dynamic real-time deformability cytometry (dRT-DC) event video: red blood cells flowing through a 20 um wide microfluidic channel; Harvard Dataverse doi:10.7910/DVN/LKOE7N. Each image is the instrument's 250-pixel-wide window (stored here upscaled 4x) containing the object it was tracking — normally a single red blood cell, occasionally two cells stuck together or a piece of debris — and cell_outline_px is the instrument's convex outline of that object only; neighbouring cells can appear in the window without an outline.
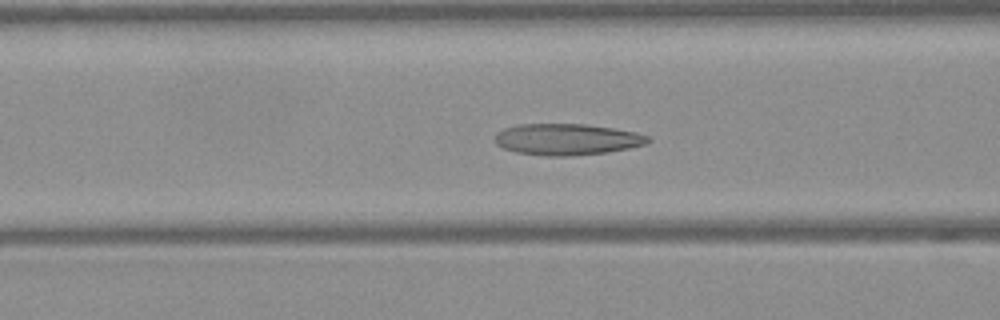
{"species": "Egyptian fruit bat (a non-hibernating species)", "species_latin": "Rousettus aegyptiacus", "temperature_condition": "warm", "stored_images_in_passage": 50, "camera_frame_rate_fps": 3000, "um_per_image_px": 0.085, "frame": {"image": 1, "passage_image": 20, "time_ms": 6.333, "image_size_px": [1000, 320], "cell_outline_px": [[652, 140], [644, 144], [628, 148], [608, 152], [568, 156], [544, 156], [516, 152], [504, 148], [496, 144], [496, 132], [504, 128], [520, 124], [584, 124], [612, 128], [636, 132], [648, 136]], "centroid_in_image_um": [48.18, 11.84], "position_along_channel_um": 118.4, "area_um2": 27.86}}
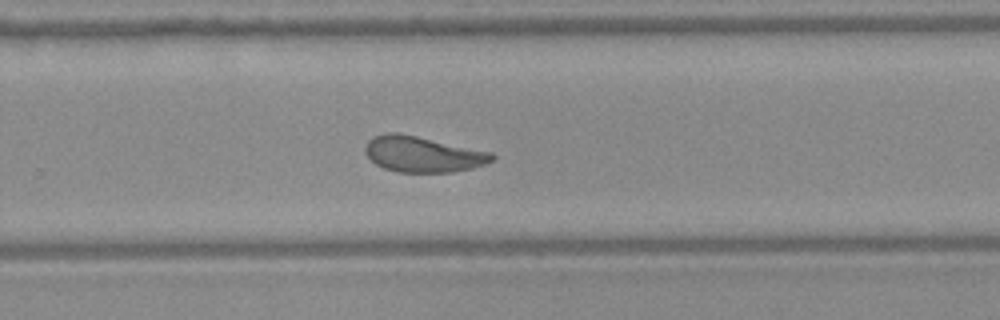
{"frame": {"image": 2, "passage_image": 33, "time_ms": 10.667, "image_size_px": [1000, 320], "cell_outline_px": [[496, 160], [472, 168], [452, 172], [400, 172], [384, 168], [376, 164], [364, 152], [364, 148], [368, 140], [372, 136], [384, 132], [396, 132], [416, 136], [492, 152], [496, 156]], "centroid_in_image_um": [35.93, 13.1], "position_along_channel_um": 293.9, "area_um2": 26.47}}
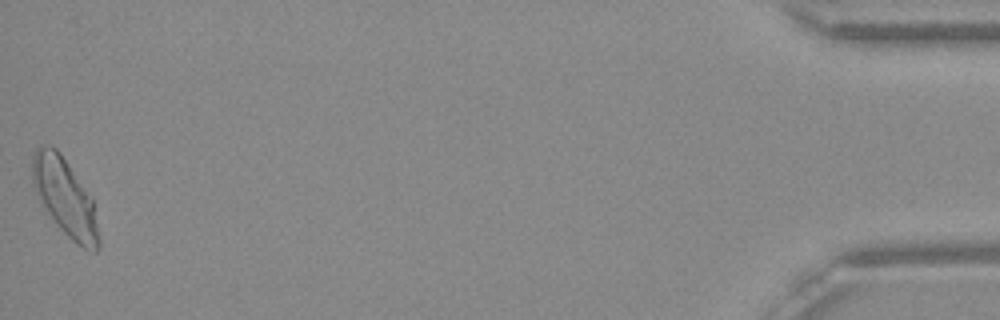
{"frame": {"image": 3, "passage_image": 50, "time_ms": 16.333, "image_size_px": [1000, 320], "cell_outline_px": [[100, 248], [96, 252], [92, 252], [76, 244], [60, 228], [48, 212], [40, 200], [32, 184], [32, 156], [36, 148], [40, 144], [48, 144], [56, 148], [60, 152], [92, 196], [100, 240]], "centroid_in_image_um": [5.53, 16.74], "position_along_channel_um": 429.7, "area_um2": 30.0}, "authors_computed_cell_mechanics": {"area_um2": 27.2527, "velocity_mm_per_s": 4.0475, "shape_relaxation_time_tau1_ms": null, "shape_relaxation_time_tau2_ms": 1.6447, "deformation_change_tau1": null, "deformation_change_tau2": 0.0904}}